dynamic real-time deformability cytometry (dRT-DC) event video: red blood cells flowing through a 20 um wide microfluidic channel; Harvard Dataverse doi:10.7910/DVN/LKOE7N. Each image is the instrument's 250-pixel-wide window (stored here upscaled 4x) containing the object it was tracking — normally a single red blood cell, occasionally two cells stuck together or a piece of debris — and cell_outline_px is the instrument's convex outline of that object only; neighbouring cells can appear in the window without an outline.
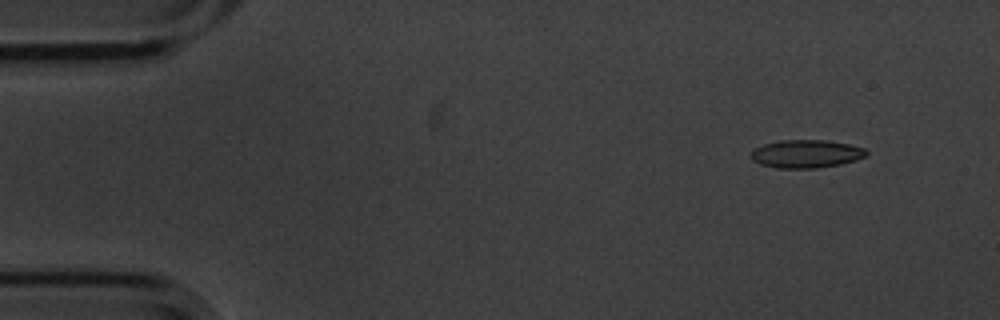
{"species": "common noctule bat (a hibernating species)", "species_latin": "Nyctalus noctula", "temperature_condition": "cold", "stored_images_in_passage": 3, "camera_frame_rate_fps": 3000, "um_per_image_px": 0.085, "animal": {"sex": "male", "body_mass_g": 20.1, "forearm_length_mm": 53.5}, "frame": {"image": 1, "passage_image": 1, "time_ms": 0.0, "image_size_px": [1000, 320], "cell_outline_px": [[868, 152], [864, 156], [856, 160], [840, 164], [816, 168], [776, 168], [760, 164], [752, 160], [752, 152], [756, 148], [764, 144], [780, 140], [828, 140], [848, 144], [864, 148]], "centroid_in_image_um": [68.52, 13.07], "position_along_channel_um": 16.5, "area_um2": 18.73}}